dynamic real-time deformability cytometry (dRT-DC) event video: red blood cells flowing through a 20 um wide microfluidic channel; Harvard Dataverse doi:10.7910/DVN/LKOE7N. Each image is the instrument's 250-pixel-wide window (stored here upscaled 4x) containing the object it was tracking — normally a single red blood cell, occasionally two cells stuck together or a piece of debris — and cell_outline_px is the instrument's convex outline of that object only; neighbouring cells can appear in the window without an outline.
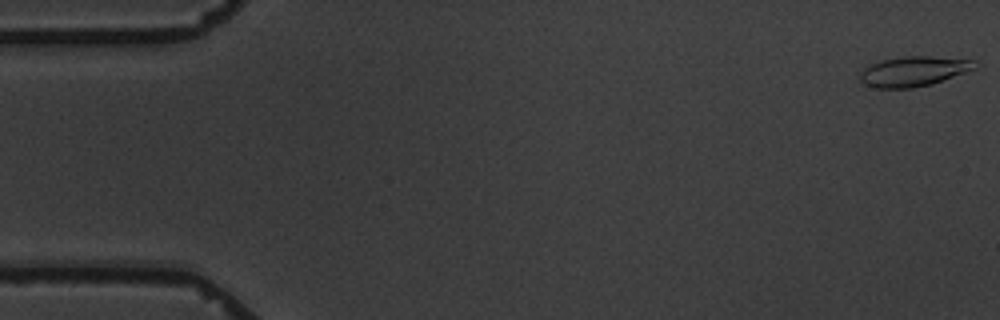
{"species": "common noctule bat (a hibernating species)", "species_latin": "Nyctalus noctula", "temperature_condition": "warm", "stored_images_in_passage": 5, "camera_frame_rate_fps": 3000, "um_per_image_px": 0.085, "animal": {"sex": "male", "body_mass_g": 19.5, "forearm_length_mm": 54.6}, "frame": {"image": 1, "passage_image": 1, "time_ms": 0.0, "image_size_px": [1000, 320], "cell_outline_px": [[976, 68], [932, 84], [912, 88], [876, 88], [864, 84], [860, 80], [860, 72], [864, 68], [880, 60], [904, 56], [928, 56], [976, 60]], "centroid_in_image_um": [77.64, 6.06], "position_along_channel_um": 7.4, "area_um2": 20.0}}